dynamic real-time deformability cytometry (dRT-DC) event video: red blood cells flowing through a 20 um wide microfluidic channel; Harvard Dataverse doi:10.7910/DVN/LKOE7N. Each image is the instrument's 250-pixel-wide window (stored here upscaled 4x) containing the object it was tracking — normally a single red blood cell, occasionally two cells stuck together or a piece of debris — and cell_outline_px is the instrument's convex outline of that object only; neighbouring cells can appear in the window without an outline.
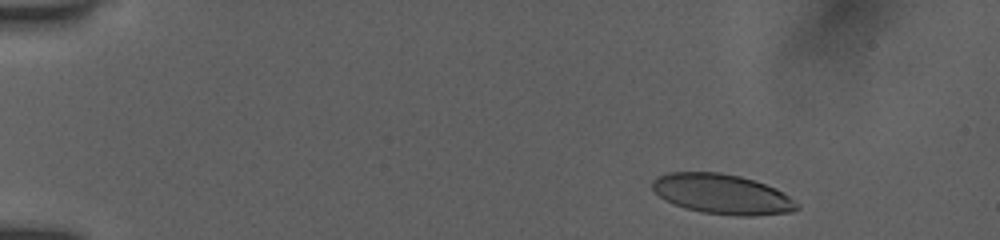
{"species": "human", "species_latin": "Homo sapiens", "temperature_condition": "room temperature", "stored_images_in_passage": 51, "camera_frame_rate_fps": 3000, "um_per_image_px": 0.085, "donor": {"sex": "female"}, "frame": {"image": 1, "passage_image": 5, "time_ms": 1.333, "image_size_px": [1000, 240], "cell_outline_px": [[800, 208], [792, 212], [752, 216], [736, 216], [700, 212], [684, 208], [664, 200], [652, 188], [652, 180], [656, 176], [668, 172], [720, 172], [740, 176], [776, 188], [800, 204]], "centroid_in_image_um": [61.37, 16.5], "position_along_channel_um": 23.6, "area_um2": 33.87}}
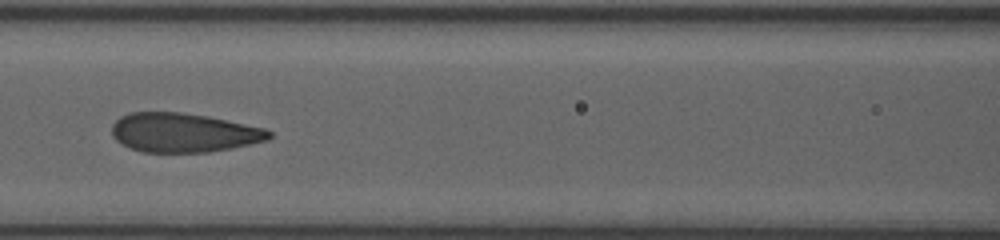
{"frame": {"image": 2, "passage_image": 23, "time_ms": 7.333, "image_size_px": [1000, 240], "cell_outline_px": [[272, 136], [268, 140], [232, 148], [208, 152], [144, 152], [132, 148], [116, 140], [112, 136], [112, 124], [120, 116], [128, 112], [180, 112], [208, 116], [264, 128], [272, 132]], "centroid_in_image_um": [15.6, 11.27], "position_along_channel_um": 151.0, "area_um2": 35.84}}
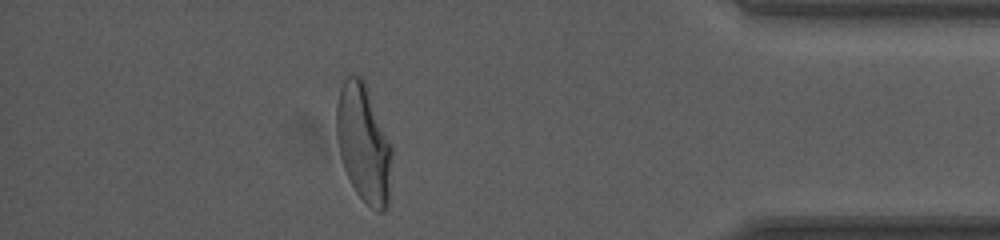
{"frame": {"image": 3, "passage_image": 45, "time_ms": 14.667, "image_size_px": [1000, 240], "cell_outline_px": [[392, 152], [388, 200], [384, 212], [376, 212], [356, 192], [344, 168], [340, 156], [336, 136], [336, 104], [340, 88], [344, 80], [348, 76], [360, 76], [364, 80], [368, 88], [392, 148]], "centroid_in_image_um": [30.89, 12.17], "position_along_channel_um": 404.3, "area_um2": 37.8}, "authors_computed_cell_mechanics": {"area_um2": 36.3562, "velocity_mm_per_s": 3.9213, "shape_relaxation_time_tau1_ms": 5.4475, "shape_relaxation_time_tau2_ms": null, "deformation_change_tau1": 0.2075, "deformation_change_tau2": null}}